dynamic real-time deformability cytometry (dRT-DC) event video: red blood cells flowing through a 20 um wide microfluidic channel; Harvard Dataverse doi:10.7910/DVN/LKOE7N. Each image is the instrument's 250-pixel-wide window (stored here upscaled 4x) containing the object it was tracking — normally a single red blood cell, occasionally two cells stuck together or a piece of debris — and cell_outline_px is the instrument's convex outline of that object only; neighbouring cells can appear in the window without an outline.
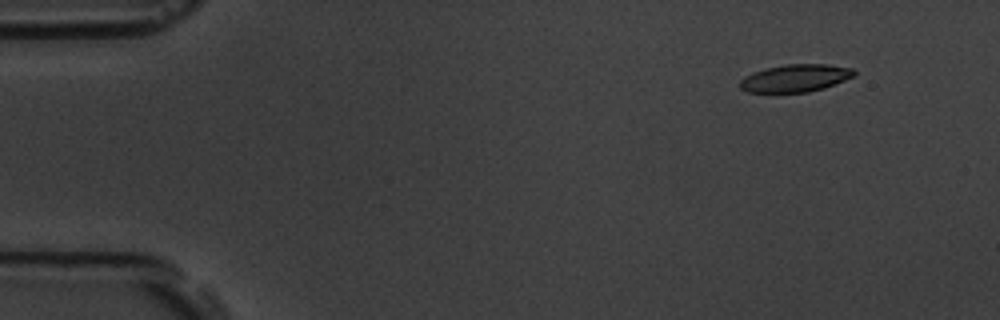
{"species": "common noctule bat (a hibernating species)", "species_latin": "Nyctalus noctula", "temperature_condition": "room temperature", "stored_images_in_passage": 4, "camera_frame_rate_fps": 3000, "um_per_image_px": 0.085, "animal": {"sex": "male", "body_mass_g": 19.5, "forearm_length_mm": 54.6}, "frame": {"image": 1, "passage_image": 1, "time_ms": 0.0, "image_size_px": [1000, 320], "cell_outline_px": [[856, 72], [852, 76], [844, 80], [824, 88], [808, 92], [748, 92], [740, 88], [740, 80], [744, 76], [752, 72], [764, 68], [784, 64], [828, 64], [852, 68]], "centroid_in_image_um": [67.57, 6.63], "position_along_channel_um": 17.4, "area_um2": 18.32}}
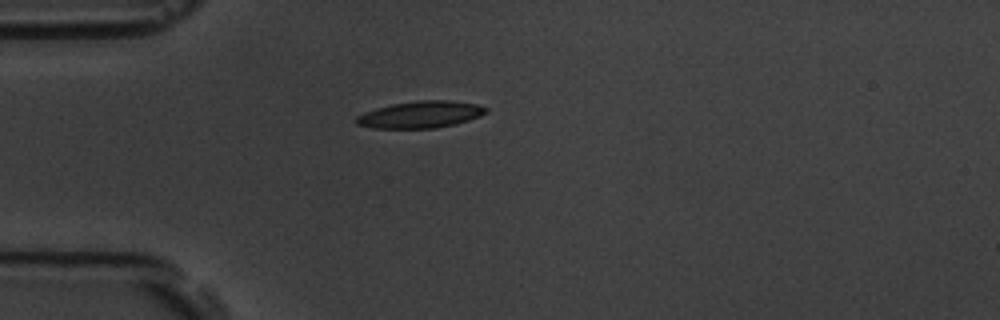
{"frame": {"image": 2, "passage_image": 4, "time_ms": 3.333, "image_size_px": [1000, 320], "cell_outline_px": [[488, 112], [480, 116], [456, 124], [436, 128], [372, 128], [356, 124], [352, 120], [356, 116], [364, 112], [376, 108], [392, 104], [416, 100], [448, 100], [476, 104], [488, 108]], "centroid_in_image_um": [35.71, 9.74], "position_along_channel_um": 49.3, "area_um2": 20.46}}